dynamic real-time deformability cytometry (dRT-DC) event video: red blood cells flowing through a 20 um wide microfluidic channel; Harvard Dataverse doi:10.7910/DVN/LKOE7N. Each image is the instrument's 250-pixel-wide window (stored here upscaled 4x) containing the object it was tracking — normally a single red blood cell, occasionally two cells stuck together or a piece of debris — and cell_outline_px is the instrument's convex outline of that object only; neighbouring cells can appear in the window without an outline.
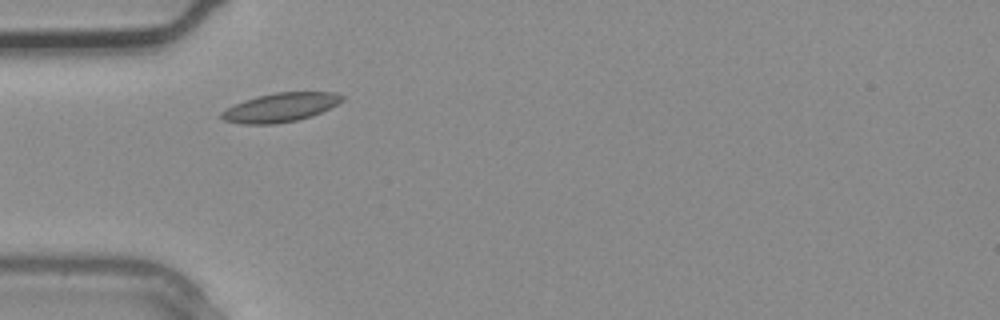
{"species": "common noctule bat (a hibernating species)", "species_latin": "Nyctalus noctula", "temperature_condition": "warm", "stored_images_in_passage": 2, "camera_frame_rate_fps": 3000, "um_per_image_px": 0.085, "animal": {"sex": "male", "body_mass_g": 20.4}, "frame": {"image": 1, "passage_image": 2, "time_ms": 0.333, "image_size_px": [1000, 320], "cell_outline_px": [[344, 100], [312, 116], [296, 120], [276, 124], [244, 124], [224, 120], [220, 116], [220, 112], [244, 100], [276, 92], [336, 92], [344, 96]], "centroid_in_image_um": [23.85, 9.13], "position_along_channel_um": 61.2, "area_um2": 20.06}}